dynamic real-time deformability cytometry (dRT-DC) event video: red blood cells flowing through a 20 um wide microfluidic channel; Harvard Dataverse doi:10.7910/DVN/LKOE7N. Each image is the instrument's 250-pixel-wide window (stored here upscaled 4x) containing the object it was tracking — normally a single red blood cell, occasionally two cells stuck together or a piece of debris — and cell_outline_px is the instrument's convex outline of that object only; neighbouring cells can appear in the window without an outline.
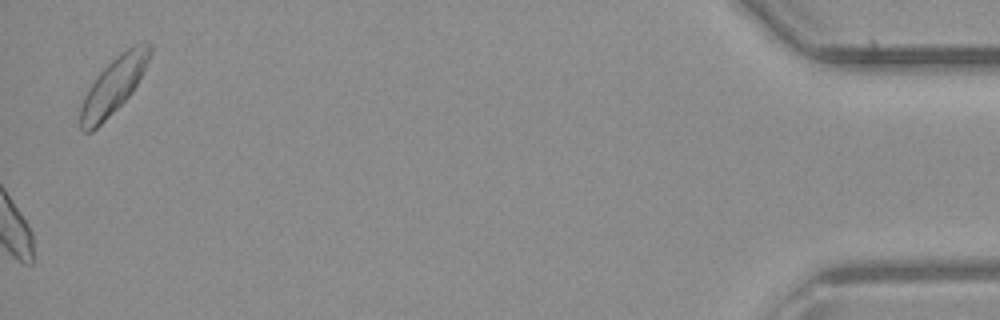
{"species": "common noctule bat (a hibernating species)", "species_latin": "Nyctalus noctula", "temperature_condition": "room temperature", "stored_images_in_passage": 33, "camera_frame_rate_fps": 3000, "um_per_image_px": 0.085, "animal": {"sex": "male", "body_mass_g": 23.1, "forearm_length_mm": 52.7}, "frame": {"image": 1, "passage_image": 33, "time_ms": 10.667, "image_size_px": [1000, 320], "cell_outline_px": [[152, 52], [132, 92], [92, 132], [84, 132], [80, 128], [80, 104], [84, 96], [96, 76], [120, 52], [132, 44], [140, 40], [148, 40], [152, 44]], "centroid_in_image_um": [9.66, 7.2], "position_along_channel_um": 425.5, "area_um2": 22.6}}